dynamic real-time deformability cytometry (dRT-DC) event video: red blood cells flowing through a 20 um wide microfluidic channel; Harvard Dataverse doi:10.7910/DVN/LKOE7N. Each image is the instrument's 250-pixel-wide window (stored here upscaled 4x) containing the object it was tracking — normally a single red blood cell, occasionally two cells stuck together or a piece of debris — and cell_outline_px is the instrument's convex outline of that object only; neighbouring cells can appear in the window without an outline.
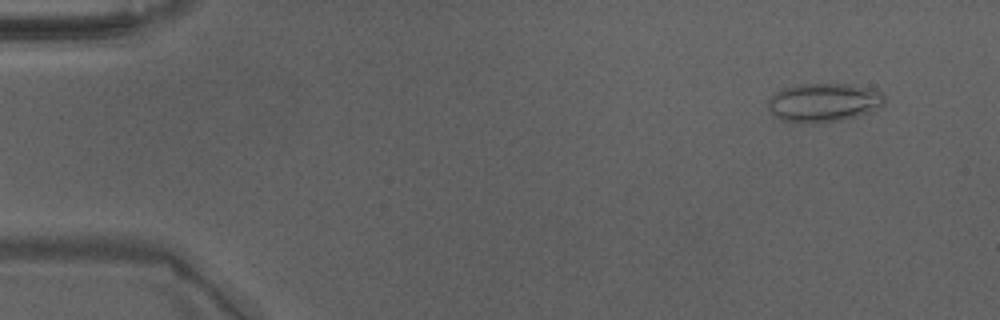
{"species": "Egyptian fruit bat (a non-hibernating species)", "species_latin": "Rousettus aegyptiacus", "temperature_condition": "warm", "stored_images_in_passage": 48, "camera_frame_rate_fps": 3000, "um_per_image_px": 0.085, "animal": {"sex": "male"}, "frame": {"image": 1, "passage_image": 4, "time_ms": 1.0, "image_size_px": [1000, 320], "cell_outline_px": [[884, 104], [868, 112], [856, 116], [840, 120], [820, 124], [796, 124], [780, 120], [768, 108], [768, 100], [776, 92], [784, 88], [800, 84], [852, 84], [884, 92]], "centroid_in_image_um": [69.99, 8.73], "position_along_channel_um": 15.0, "area_um2": 26.53}}
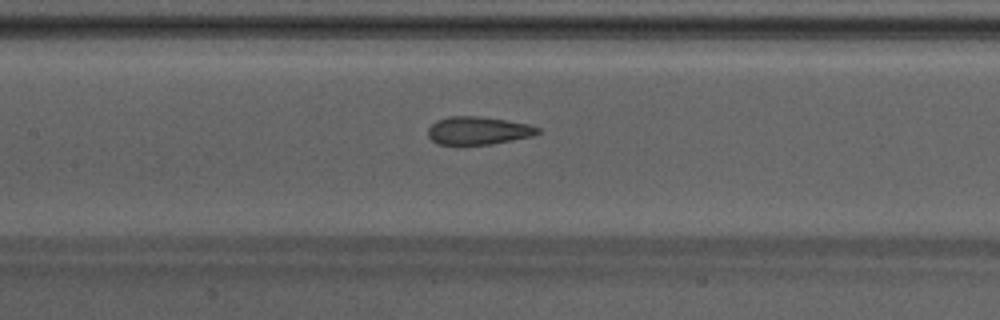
{"frame": {"image": 2, "passage_image": 23, "time_ms": 7.333, "image_size_px": [1000, 320], "cell_outline_px": [[544, 132], [532, 136], [492, 144], [436, 144], [428, 136], [428, 128], [436, 120], [448, 116], [480, 116], [508, 120], [528, 124], [540, 128]], "centroid_in_image_um": [40.67, 11.09], "position_along_channel_um": 166.7, "area_um2": 18.03}}
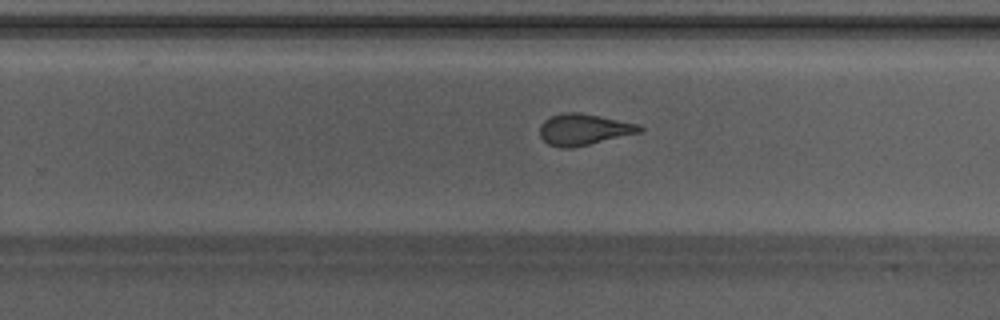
{"frame": {"image": 3, "passage_image": 31, "time_ms": 10.0, "image_size_px": [1000, 320], "cell_outline_px": [[644, 128], [640, 132], [572, 148], [560, 148], [548, 144], [540, 136], [540, 124], [544, 120], [552, 116], [564, 112], [580, 112], [640, 124]], "centroid_in_image_um": [49.6, 11.0], "position_along_channel_um": 280.2, "area_um2": 18.15}, "authors_computed_cell_mechanics": {"area_um2": 18.7561, "velocity_mm_per_s": 4.271, "shape_relaxation_time_tau1_ms": null, "shape_relaxation_time_tau2_ms": 1.2342, "deformation_change_tau1": null, "deformation_change_tau2": 0.0785}}